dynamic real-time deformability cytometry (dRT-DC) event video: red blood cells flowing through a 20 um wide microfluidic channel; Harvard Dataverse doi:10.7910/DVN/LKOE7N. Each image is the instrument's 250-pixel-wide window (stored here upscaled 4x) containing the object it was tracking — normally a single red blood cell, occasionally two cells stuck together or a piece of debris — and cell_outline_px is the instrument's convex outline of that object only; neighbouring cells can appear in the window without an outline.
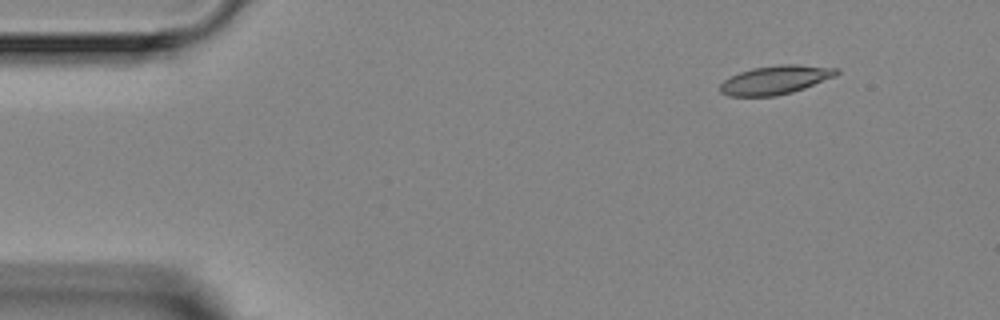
{"species": "Egyptian fruit bat (a non-hibernating species)", "species_latin": "Rousettus aegyptiacus", "temperature_condition": "room temperature", "stored_images_in_passage": 3, "camera_frame_rate_fps": 3000, "um_per_image_px": 0.085, "animal": {"sex": "female"}, "frame": {"image": 1, "passage_image": 2, "time_ms": 1.0, "image_size_px": [1000, 320], "cell_outline_px": [[840, 72], [836, 76], [804, 88], [792, 92], [776, 96], [728, 96], [720, 92], [720, 84], [724, 80], [740, 72], [752, 68], [780, 64], [796, 64], [840, 68]], "centroid_in_image_um": [65.94, 6.78], "position_along_channel_um": 19.1, "area_um2": 19.54}}